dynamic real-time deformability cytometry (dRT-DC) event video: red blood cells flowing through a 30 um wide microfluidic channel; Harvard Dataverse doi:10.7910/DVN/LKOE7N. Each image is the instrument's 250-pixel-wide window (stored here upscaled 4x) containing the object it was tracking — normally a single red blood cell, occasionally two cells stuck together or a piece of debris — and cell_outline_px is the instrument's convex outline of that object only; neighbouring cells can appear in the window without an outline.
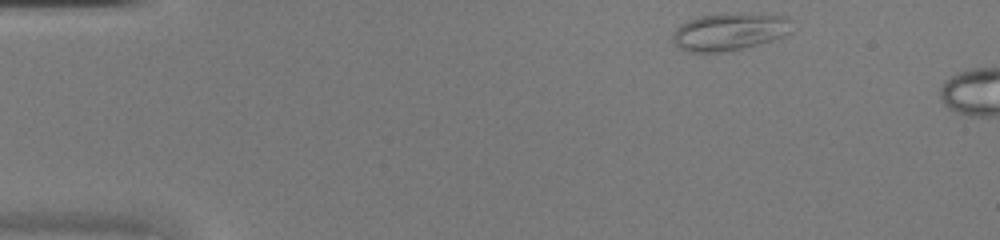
{"species": "common noctule bat (a hibernating species)", "species_latin": "Nyctalus noctula", "temperature_condition": "warm", "stored_images_in_passage": 4, "camera_frame_rate_fps": 3000, "um_per_image_px": 0.085, "animal": {"sex": "female", "body_mass_g": 20.0, "forearm_length_mm": 54.0}, "frame": {"image": 1, "passage_image": 1, "time_ms": 0.0, "image_size_px": [1000, 240], "cell_outline_px": [[792, 32], [784, 36], [772, 40], [740, 48], [720, 52], [688, 52], [680, 48], [672, 40], [672, 32], [680, 24], [688, 20], [700, 16], [736, 12], [740, 12], [788, 16], [792, 20]], "centroid_in_image_um": [62.03, 2.67], "position_along_channel_um": 23.0, "area_um2": 26.3}}